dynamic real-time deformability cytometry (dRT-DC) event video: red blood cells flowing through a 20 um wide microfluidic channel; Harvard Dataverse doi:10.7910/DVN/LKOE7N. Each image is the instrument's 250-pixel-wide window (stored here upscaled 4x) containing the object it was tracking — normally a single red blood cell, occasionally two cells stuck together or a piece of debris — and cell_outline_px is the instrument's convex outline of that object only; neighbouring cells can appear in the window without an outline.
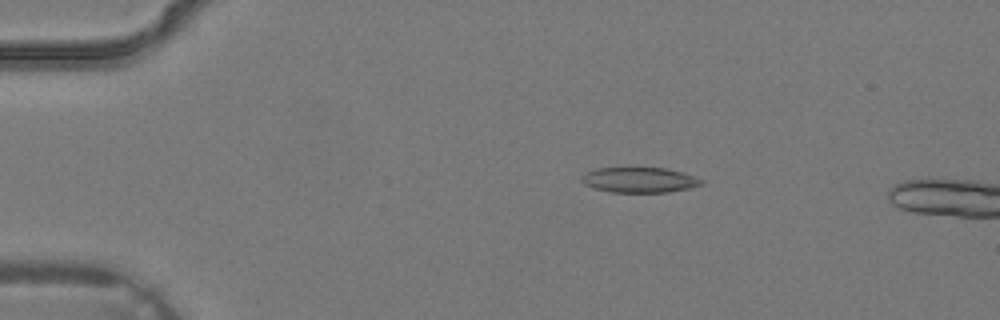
{"species": "common noctule bat (a hibernating species)", "species_latin": "Nyctalus noctula", "temperature_condition": "warm", "stored_images_in_passage": 2, "camera_frame_rate_fps": 3000, "um_per_image_px": 0.085, "animal": {"sex": "male", "body_mass_g": 19.2, "forearm_length_mm": 51.8}, "frame": {"image": 1, "passage_image": 1, "time_ms": 0.0, "image_size_px": [1000, 320], "cell_outline_px": [[704, 184], [688, 188], [668, 192], [612, 192], [592, 188], [584, 184], [580, 180], [580, 176], [584, 172], [596, 168], [664, 168], [684, 172], [696, 176], [704, 180]], "centroid_in_image_um": [54.33, 15.29], "position_along_channel_um": 30.7, "area_um2": 17.86}}